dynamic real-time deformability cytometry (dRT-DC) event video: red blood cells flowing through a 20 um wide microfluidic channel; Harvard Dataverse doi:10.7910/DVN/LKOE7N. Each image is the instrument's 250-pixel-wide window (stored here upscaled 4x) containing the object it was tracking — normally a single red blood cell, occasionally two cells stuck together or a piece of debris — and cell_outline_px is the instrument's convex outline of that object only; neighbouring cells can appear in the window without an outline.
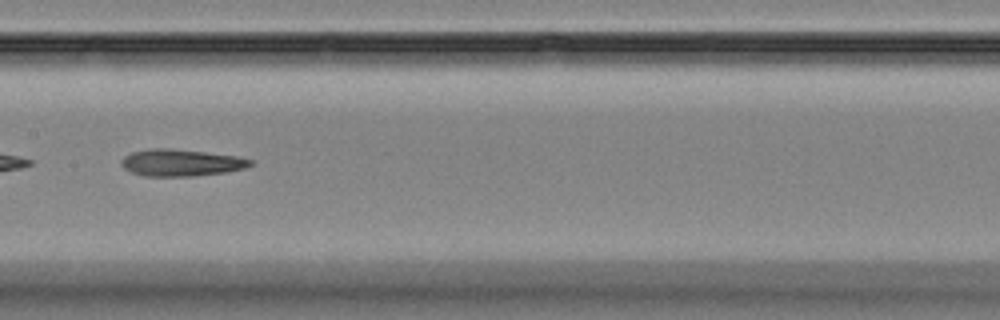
{"species": "Egyptian fruit bat (a non-hibernating species)", "species_latin": "Rousettus aegyptiacus", "temperature_condition": "room temperature", "stored_images_in_passage": 9, "camera_frame_rate_fps": 3000, "um_per_image_px": 0.085, "animal": {"sex": "female"}, "frame": {"image": 1, "passage_image": 6, "time_ms": 7.0, "image_size_px": [1000, 320], "cell_outline_px": [[252, 164], [244, 168], [224, 172], [196, 176], [144, 176], [132, 172], [124, 168], [120, 164], [120, 160], [124, 156], [132, 152], [148, 148], [168, 148], [204, 152], [236, 156], [252, 160]], "centroid_in_image_um": [15.33, 13.83], "position_along_channel_um": 192.1, "area_um2": 20.11}}
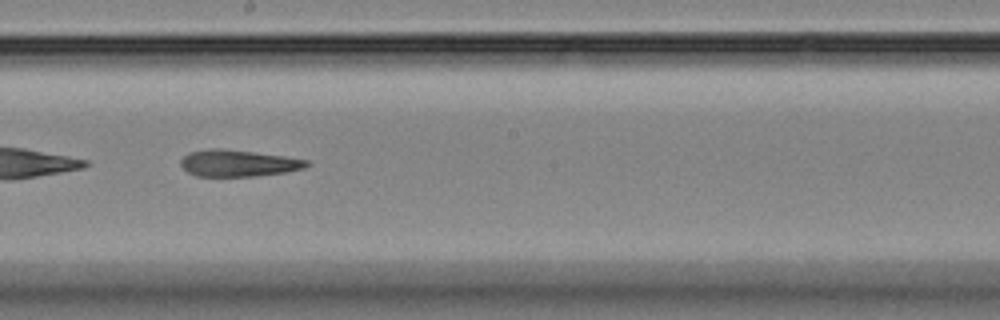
{"frame": {"image": 2, "passage_image": 7, "time_ms": 8.0, "image_size_px": [1000, 320], "cell_outline_px": [[312, 164], [304, 168], [284, 172], [256, 176], [196, 176], [188, 172], [180, 164], [180, 160], [188, 152], [212, 148], [220, 148], [284, 156], [308, 160]], "centroid_in_image_um": [20.24, 13.87], "position_along_channel_um": 228.0, "area_um2": 19.48}}
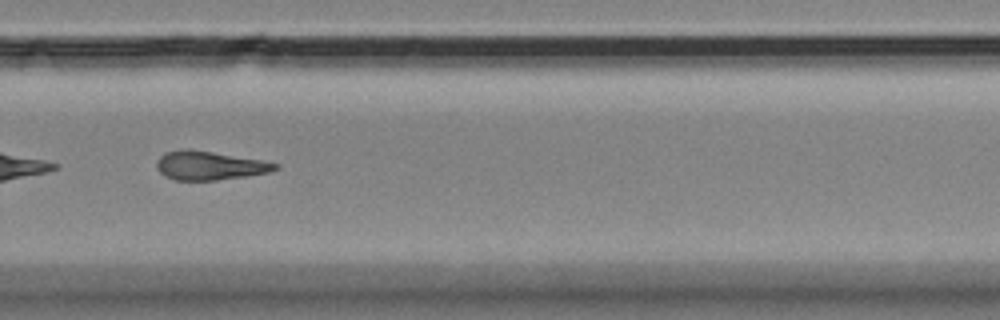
{"frame": {"image": 3, "passage_image": 9, "time_ms": 10.333, "image_size_px": [1000, 320], "cell_outline_px": [[280, 168], [268, 172], [244, 176], [216, 180], [172, 180], [164, 176], [156, 168], [156, 160], [164, 152], [180, 148], [188, 148], [260, 160], [280, 164]], "centroid_in_image_um": [17.73, 14.06], "position_along_channel_um": 312.1, "area_um2": 19.94}}